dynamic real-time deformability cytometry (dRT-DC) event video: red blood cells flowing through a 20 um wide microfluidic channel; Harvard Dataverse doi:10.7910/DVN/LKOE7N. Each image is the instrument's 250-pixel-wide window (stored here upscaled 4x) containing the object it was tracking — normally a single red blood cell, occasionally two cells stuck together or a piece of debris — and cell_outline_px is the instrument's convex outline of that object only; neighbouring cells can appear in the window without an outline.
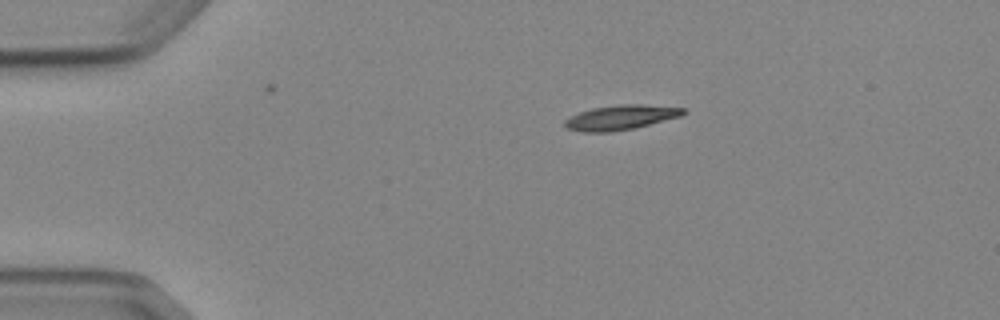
{"species": "Egyptian fruit bat (a non-hibernating species)", "species_latin": "Rousettus aegyptiacus", "temperature_condition": "cold", "stored_images_in_passage": 7, "camera_frame_rate_fps": 3000, "um_per_image_px": 0.085, "animal": {"sex": "female"}, "frame": {"image": 1, "passage_image": 1, "time_ms": 0.0, "image_size_px": [1000, 320], "cell_outline_px": [[688, 112], [680, 116], [632, 128], [612, 132], [584, 132], [568, 128], [564, 124], [564, 120], [580, 112], [592, 108], [620, 104], [644, 104], [688, 108]], "centroid_in_image_um": [52.8, 9.96], "position_along_channel_um": 32.2, "area_um2": 16.94}}
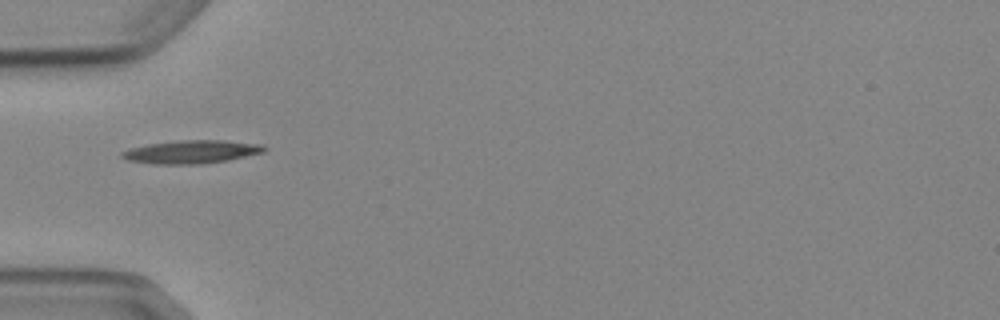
{"frame": {"image": 2, "passage_image": 3, "time_ms": 2.333, "image_size_px": [1000, 320], "cell_outline_px": [[268, 148], [264, 152], [228, 160], [200, 164], [152, 164], [128, 160], [120, 156], [120, 152], [128, 148], [148, 144], [180, 140], [224, 140], [264, 144]], "centroid_in_image_um": [16.28, 12.9], "position_along_channel_um": 68.7, "area_um2": 19.42}}
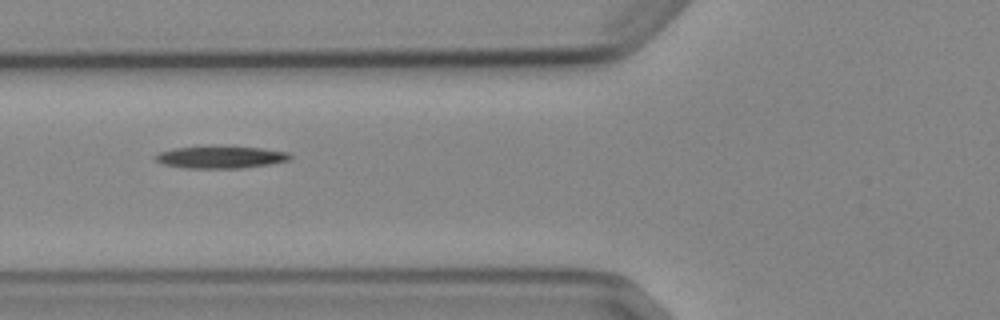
{"frame": {"image": 3, "passage_image": 4, "time_ms": 3.333, "image_size_px": [1000, 320], "cell_outline_px": [[292, 156], [288, 160], [268, 164], [244, 168], [184, 168], [164, 164], [156, 160], [152, 156], [160, 152], [172, 148], [260, 148], [288, 152]], "centroid_in_image_um": [18.73, 13.39], "position_along_channel_um": 107.1, "area_um2": 16.7}}